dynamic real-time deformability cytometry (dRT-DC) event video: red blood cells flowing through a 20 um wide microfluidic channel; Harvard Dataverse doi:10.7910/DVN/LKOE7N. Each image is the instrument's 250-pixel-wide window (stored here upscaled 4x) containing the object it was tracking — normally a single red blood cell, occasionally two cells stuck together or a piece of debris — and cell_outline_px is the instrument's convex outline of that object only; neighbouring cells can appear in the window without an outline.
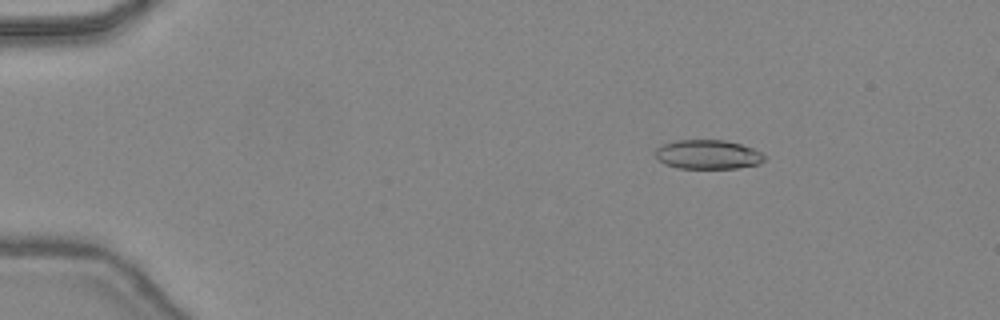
{"species": "common noctule bat (a hibernating species)", "species_latin": "Nyctalus noctula", "temperature_condition": "warm", "stored_images_in_passage": 40, "camera_frame_rate_fps": 3000, "um_per_image_px": 0.085, "animal": {"sex": "female", "body_mass_g": 24.6, "forearm_length_mm": 56.2}, "frame": {"image": 1, "passage_image": 1, "time_ms": 0.0, "image_size_px": [1000, 320], "cell_outline_px": [[764, 160], [760, 164], [736, 168], [676, 168], [664, 164], [656, 156], [656, 148], [660, 144], [676, 140], [724, 140], [740, 144], [752, 148], [760, 152], [764, 156]], "centroid_in_image_um": [60.14, 13.13], "position_along_channel_um": 24.9, "area_um2": 18.55}}
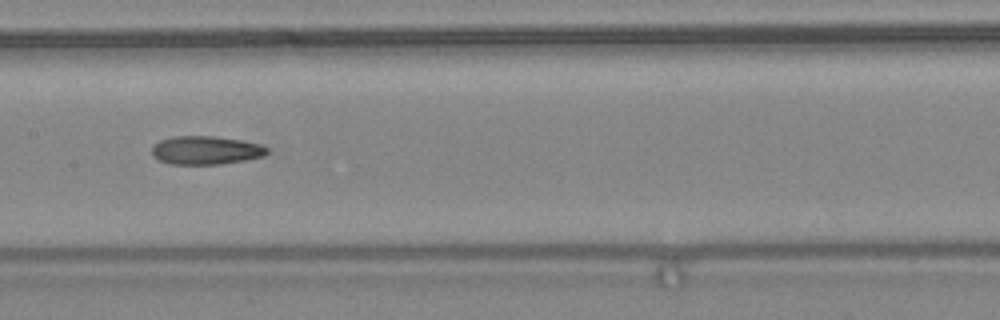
{"frame": {"image": 2, "passage_image": 18, "time_ms": 5.667, "image_size_px": [1000, 320], "cell_outline_px": [[268, 152], [264, 156], [244, 160], [220, 164], [168, 164], [152, 156], [152, 148], [160, 140], [172, 136], [212, 136], [240, 140], [260, 144], [268, 148]], "centroid_in_image_um": [17.48, 12.77], "position_along_channel_um": 189.9, "area_um2": 19.02}}
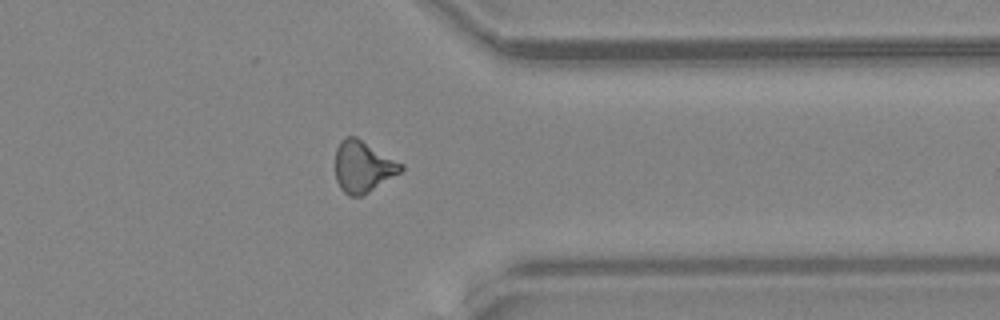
{"frame": {"image": 3, "passage_image": 31, "time_ms": 10.0, "image_size_px": [1000, 320], "cell_outline_px": [[404, 168], [400, 172], [368, 192], [360, 196], [348, 196], [340, 188], [336, 180], [336, 148], [340, 140], [344, 136], [356, 136], [404, 164]], "centroid_in_image_um": [30.84, 14.14], "position_along_channel_um": 380.6, "area_um2": 19.65}, "authors_computed_cell_mechanics": {"area_um2": 19.1896, "velocity_mm_per_s": 4.5088, "shape_relaxation_time_tau1_ms": null, "shape_relaxation_time_tau2_ms": 4.8129, "deformation_change_tau1": null, "deformation_change_tau2": 0.1586}}